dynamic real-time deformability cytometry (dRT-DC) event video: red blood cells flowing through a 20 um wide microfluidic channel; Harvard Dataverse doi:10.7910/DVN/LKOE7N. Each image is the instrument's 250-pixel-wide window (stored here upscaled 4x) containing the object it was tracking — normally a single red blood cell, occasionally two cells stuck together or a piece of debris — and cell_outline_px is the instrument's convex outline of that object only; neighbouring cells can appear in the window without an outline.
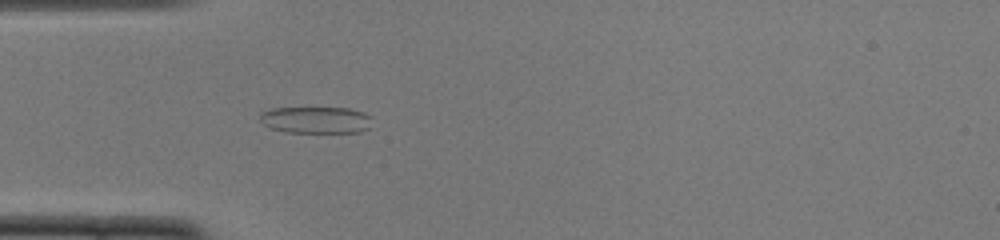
{"species": "common noctule bat (a hibernating species)", "species_latin": "Nyctalus noctula", "temperature_condition": "cold", "stored_images_in_passage": 46, "camera_frame_rate_fps": 3000, "um_per_image_px": 0.085, "animal": {"sex": "female", "body_mass_g": 22.0, "forearm_length_mm": 56.7}, "frame": {"image": 1, "passage_image": 10, "time_ms": 3.0, "image_size_px": [1000, 240], "cell_outline_px": [[372, 116], [368, 128], [360, 132], [284, 132], [268, 128], [260, 120], [260, 112], [272, 108], [348, 108], [364, 112]], "centroid_in_image_um": [26.83, 10.19], "position_along_channel_um": 58.2, "area_um2": 17.57}}
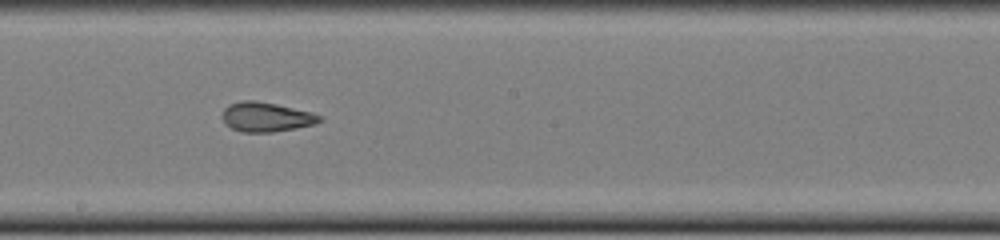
{"frame": {"image": 2, "passage_image": 23, "time_ms": 7.333, "image_size_px": [1000, 240], "cell_outline_px": [[324, 120], [316, 124], [296, 128], [272, 132], [240, 132], [224, 124], [224, 108], [228, 104], [240, 100], [256, 100], [276, 104], [312, 112], [320, 116]], "centroid_in_image_um": [22.63, 9.94], "position_along_channel_um": 225.6, "area_um2": 16.82}}
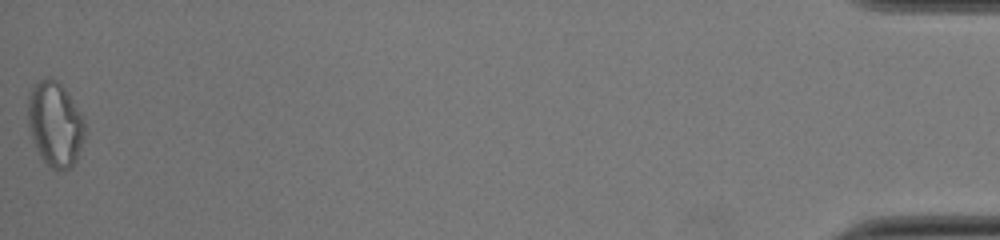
{"frame": {"image": 3, "passage_image": 46, "time_ms": 15.0, "image_size_px": [1000, 240], "cell_outline_px": [[84, 136], [76, 160], [72, 168], [56, 172], [40, 156], [36, 148], [28, 124], [28, 96], [32, 88], [40, 80], [48, 76], [56, 80], [68, 92], [84, 116]], "centroid_in_image_um": [4.7, 10.54], "position_along_channel_um": 430.5, "area_um2": 28.15}, "authors_computed_cell_mechanics": {"area_um2": 18.4382, "velocity_mm_per_s": 3.9321, "shape_relaxation_time_tau1_ms": null, "shape_relaxation_time_tau2_ms": 2.4929, "deformation_change_tau1": null, "deformation_change_tau2": 0.0984}}